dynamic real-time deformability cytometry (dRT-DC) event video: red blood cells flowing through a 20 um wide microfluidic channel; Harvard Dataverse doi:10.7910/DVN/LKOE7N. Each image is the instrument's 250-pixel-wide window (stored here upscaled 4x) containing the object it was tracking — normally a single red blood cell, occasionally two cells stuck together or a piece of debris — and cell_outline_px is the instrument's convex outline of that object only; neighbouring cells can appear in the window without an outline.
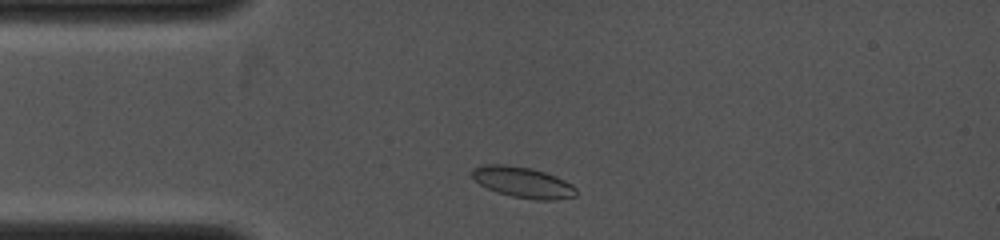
{"species": "common noctule bat (a hibernating species)", "species_latin": "Nyctalus noctula", "temperature_condition": "cold", "stored_images_in_passage": 14, "camera_frame_rate_fps": 4000, "um_per_image_px": 0.085, "animal": {"sex": "female", "body_mass_g": 19.0, "forearm_length_mm": 53.3}, "frame": {"image": 1, "passage_image": 3, "time_ms": 0.5, "image_size_px": [1000, 240], "cell_outline_px": [[576, 196], [556, 200], [536, 200], [512, 196], [496, 192], [480, 184], [472, 176], [472, 168], [484, 164], [504, 164], [532, 168], [556, 176], [572, 184], [576, 188]], "centroid_in_image_um": [44.45, 15.49], "position_along_channel_um": 40.5, "area_um2": 18.73}}
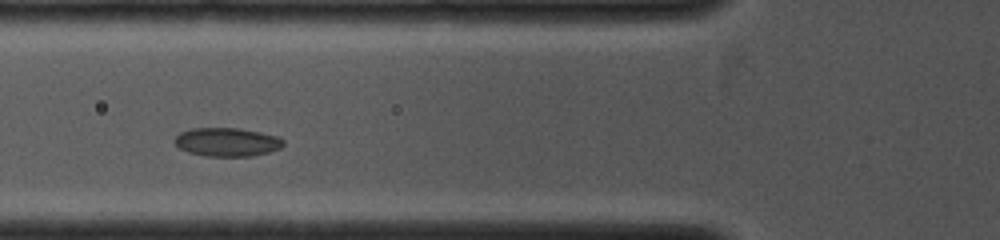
{"frame": {"image": 2, "passage_image": 8, "time_ms": 2.25, "image_size_px": [1000, 240], "cell_outline_px": [[284, 144], [280, 148], [268, 152], [252, 156], [208, 156], [188, 152], [180, 148], [172, 140], [180, 132], [192, 128], [240, 128], [260, 132], [276, 136], [284, 140]], "centroid_in_image_um": [19.28, 12.07], "position_along_channel_um": 106.5, "area_um2": 18.09}}
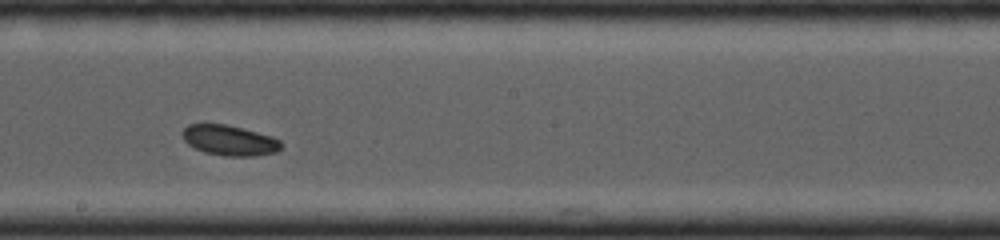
{"frame": {"image": 3, "passage_image": 13, "time_ms": 4.75, "image_size_px": [1000, 240], "cell_outline_px": [[284, 144], [276, 152], [256, 156], [224, 156], [204, 152], [188, 144], [180, 136], [180, 132], [188, 124], [224, 124], [272, 136], [280, 140]], "centroid_in_image_um": [19.49, 11.93], "position_along_channel_um": 228.7, "area_um2": 17.51}}